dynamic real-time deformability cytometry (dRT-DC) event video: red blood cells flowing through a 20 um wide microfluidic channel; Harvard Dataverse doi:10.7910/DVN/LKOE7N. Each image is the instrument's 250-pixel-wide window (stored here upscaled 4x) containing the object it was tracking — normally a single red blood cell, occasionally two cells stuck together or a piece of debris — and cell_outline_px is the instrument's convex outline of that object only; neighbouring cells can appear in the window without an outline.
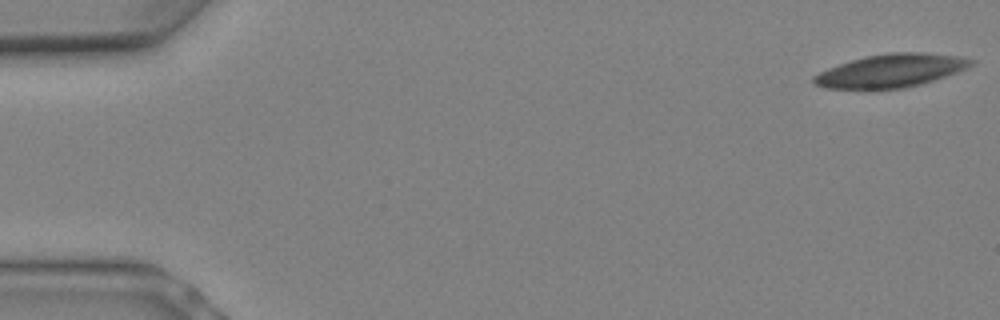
{"species": "Egyptian fruit bat (a non-hibernating species)", "species_latin": "Rousettus aegyptiacus", "temperature_condition": "warm", "stored_images_in_passage": 8, "camera_frame_rate_fps": 3000, "um_per_image_px": 0.085, "animal": {"sex": "female"}, "frame": {"image": 1, "passage_image": 1, "time_ms": 0.0, "image_size_px": [1000, 320], "cell_outline_px": [[976, 60], [968, 68], [920, 84], [904, 88], [824, 88], [812, 84], [812, 76], [828, 68], [852, 60], [868, 56], [888, 52], [924, 52], [960, 56]], "centroid_in_image_um": [75.73, 5.99], "position_along_channel_um": 9.3, "area_um2": 30.11}}
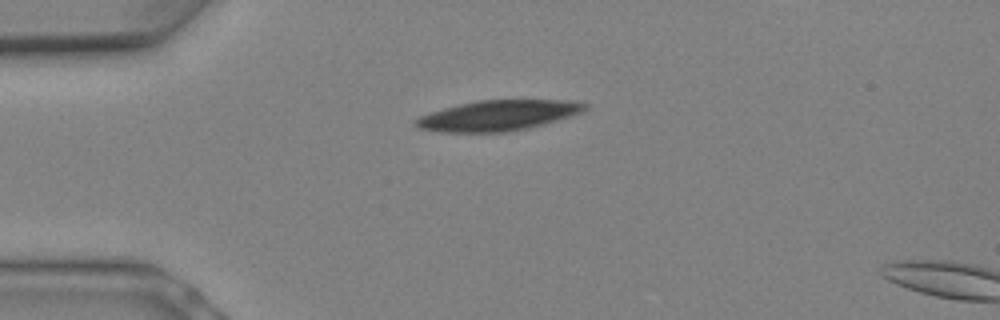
{"frame": {"image": 2, "passage_image": 6, "time_ms": 1.667, "image_size_px": [1000, 320], "cell_outline_px": [[588, 108], [584, 112], [572, 116], [544, 124], [528, 128], [508, 132], [440, 132], [420, 128], [412, 124], [420, 116], [444, 108], [460, 104], [480, 100], [568, 100], [588, 104]], "centroid_in_image_um": [42.38, 9.82], "position_along_channel_um": 42.6, "area_um2": 29.94}}